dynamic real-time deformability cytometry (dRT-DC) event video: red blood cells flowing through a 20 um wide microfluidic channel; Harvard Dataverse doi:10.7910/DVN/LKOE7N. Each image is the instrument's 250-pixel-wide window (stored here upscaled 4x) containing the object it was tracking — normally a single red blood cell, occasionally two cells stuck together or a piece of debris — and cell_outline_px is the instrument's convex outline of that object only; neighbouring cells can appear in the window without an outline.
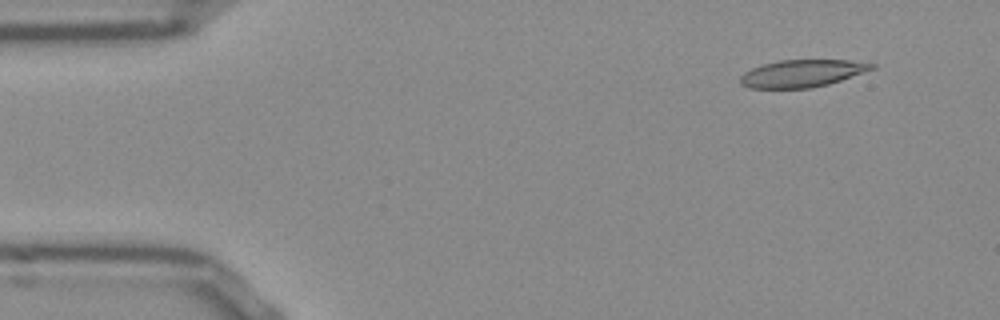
{"species": "Egyptian fruit bat (a non-hibernating species)", "species_latin": "Rousettus aegyptiacus", "temperature_condition": "room temperature", "stored_images_in_passage": 48, "camera_frame_rate_fps": 3000, "um_per_image_px": 0.085, "frame": {"image": 1, "passage_image": 1, "time_ms": 0.0, "image_size_px": [1000, 320], "cell_outline_px": [[876, 68], [828, 84], [812, 88], [748, 88], [740, 84], [740, 76], [744, 72], [752, 68], [764, 64], [780, 60], [848, 60], [876, 64]], "centroid_in_image_um": [68.16, 6.24], "position_along_channel_um": 16.8, "area_um2": 20.87}}
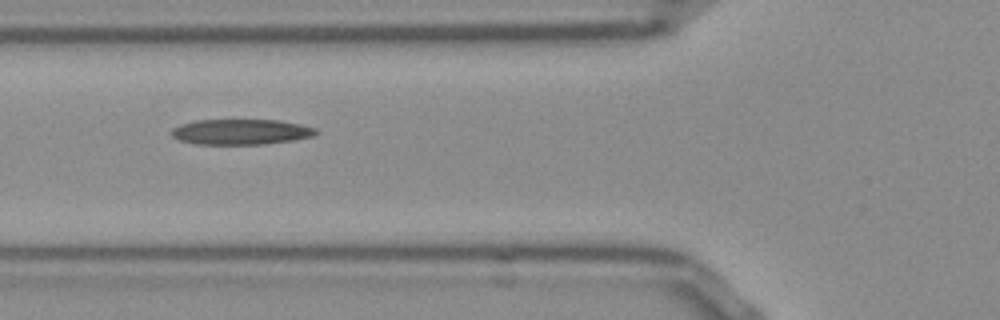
{"frame": {"image": 2, "passage_image": 15, "time_ms": 4.667, "image_size_px": [1000, 320], "cell_outline_px": [[320, 132], [312, 136], [292, 140], [264, 144], [196, 144], [180, 140], [172, 136], [172, 128], [180, 124], [196, 120], [280, 120], [300, 124], [316, 128]], "centroid_in_image_um": [20.49, 11.2], "position_along_channel_um": 105.3, "area_um2": 21.39}}
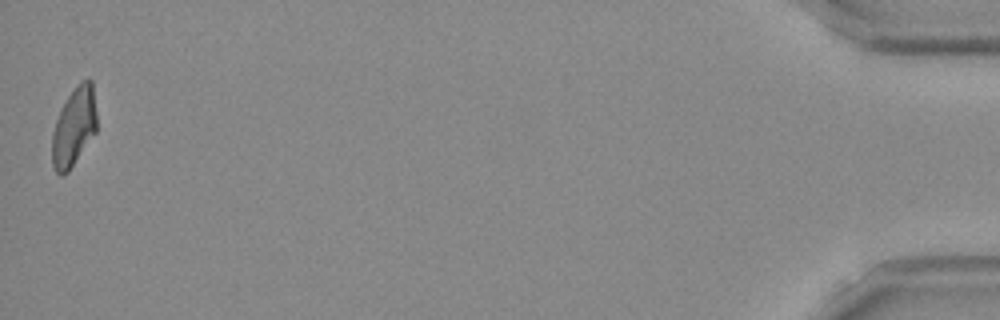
{"frame": {"image": 3, "passage_image": 48, "time_ms": 15.667, "image_size_px": [1000, 320], "cell_outline_px": [[96, 132], [68, 172], [64, 176], [60, 176], [56, 172], [52, 164], [52, 132], [60, 108], [68, 96], [80, 80], [88, 76], [92, 80], [96, 112]], "centroid_in_image_um": [6.28, 10.76], "position_along_channel_um": 428.9, "area_um2": 20.75}, "authors_computed_cell_mechanics": {"area_um2": 21.4727, "velocity_mm_per_s": 3.8494, "shape_relaxation_time_tau1_ms": null, "shape_relaxation_time_tau2_ms": 3.388, "deformation_change_tau1": null, "deformation_change_tau2": 0.1325}}